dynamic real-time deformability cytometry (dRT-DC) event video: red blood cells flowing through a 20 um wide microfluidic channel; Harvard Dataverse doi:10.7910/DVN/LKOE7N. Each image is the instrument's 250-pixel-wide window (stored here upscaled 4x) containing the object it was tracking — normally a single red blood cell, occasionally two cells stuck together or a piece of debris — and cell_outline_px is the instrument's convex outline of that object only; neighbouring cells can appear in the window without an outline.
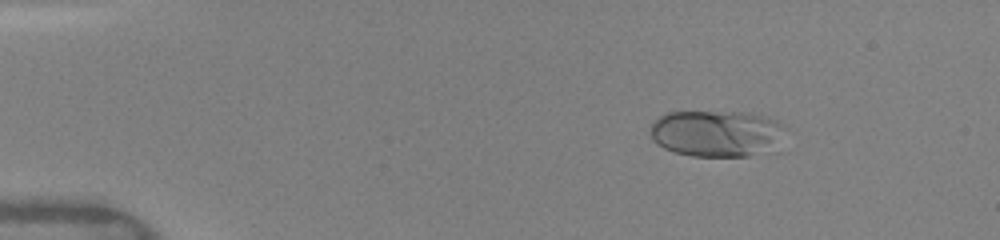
{"species": "human", "species_latin": "Homo sapiens", "temperature_condition": "warm", "stored_images_in_passage": 50, "camera_frame_rate_fps": 3000, "um_per_image_px": 0.085, "donor": {"sex": "female"}, "frame": {"image": 1, "passage_image": 8, "time_ms": 2.333, "image_size_px": [1000, 240], "cell_outline_px": [[780, 124], [768, 144], [748, 156], [692, 156], [676, 152], [664, 148], [656, 144], [652, 140], [652, 124], [660, 116], [668, 112], [748, 112], [764, 116], [776, 120]], "centroid_in_image_um": [60.65, 11.3], "position_along_channel_um": 24.3, "area_um2": 34.56}}
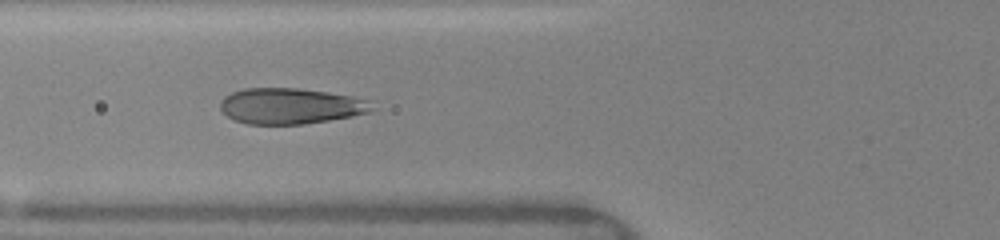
{"frame": {"image": 2, "passage_image": 20, "time_ms": 6.333, "image_size_px": [1000, 240], "cell_outline_px": [[376, 108], [368, 112], [352, 116], [304, 124], [248, 124], [236, 120], [228, 116], [220, 108], [220, 100], [224, 96], [232, 92], [244, 88], [296, 88], [328, 92], [352, 96], [364, 100]], "centroid_in_image_um": [24.65, 9.01], "position_along_channel_um": 101.1, "area_um2": 31.44}}
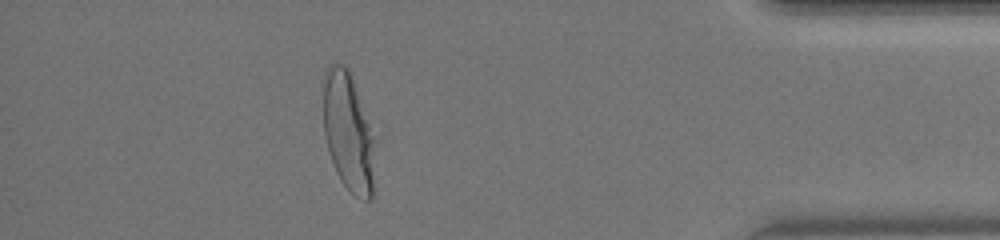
{"frame": {"image": 3, "passage_image": 45, "time_ms": 14.667, "image_size_px": [1000, 240], "cell_outline_px": [[376, 140], [372, 200], [364, 200], [356, 196], [340, 180], [336, 172], [328, 152], [324, 136], [324, 72], [328, 64], [344, 64], [348, 68]], "centroid_in_image_um": [29.61, 11.25], "position_along_channel_um": 405.6, "area_um2": 35.95}, "authors_computed_cell_mechanics": {"area_um2": 34.5933, "velocity_mm_per_s": 4.0925, "shape_relaxation_time_tau1_ms": 6.3715, "shape_relaxation_time_tau2_ms": null, "deformation_change_tau1": 0.2245, "deformation_change_tau2": null}}